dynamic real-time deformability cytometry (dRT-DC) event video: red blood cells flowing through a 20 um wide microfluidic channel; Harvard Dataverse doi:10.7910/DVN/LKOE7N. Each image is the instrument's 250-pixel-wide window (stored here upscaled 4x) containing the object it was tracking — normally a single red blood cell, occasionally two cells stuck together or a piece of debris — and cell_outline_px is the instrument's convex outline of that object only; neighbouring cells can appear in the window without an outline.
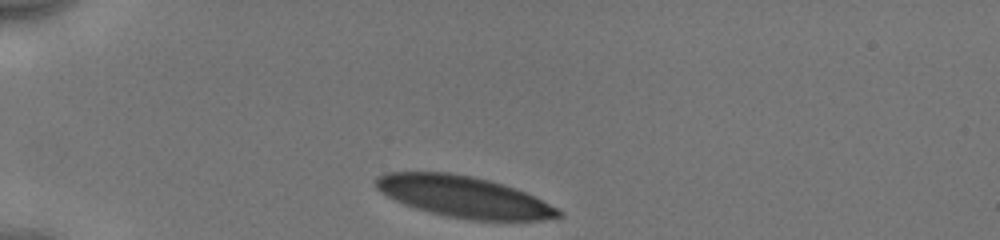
{"species": "human", "species_latin": "Homo sapiens", "temperature_condition": "cold", "stored_images_in_passage": 35, "camera_frame_rate_fps": 3000, "um_per_image_px": 0.085, "donor": {"sex": "male"}, "frame": {"image": 1, "passage_image": 1, "time_ms": 0.0, "image_size_px": [1000, 240], "cell_outline_px": [[564, 212], [560, 216], [540, 220], [472, 220], [448, 216], [416, 208], [404, 204], [380, 192], [376, 188], [376, 176], [384, 172], [448, 172], [472, 176], [488, 180], [516, 188]], "centroid_in_image_um": [39.37, 16.71], "position_along_channel_um": 45.6, "area_um2": 43.35}}
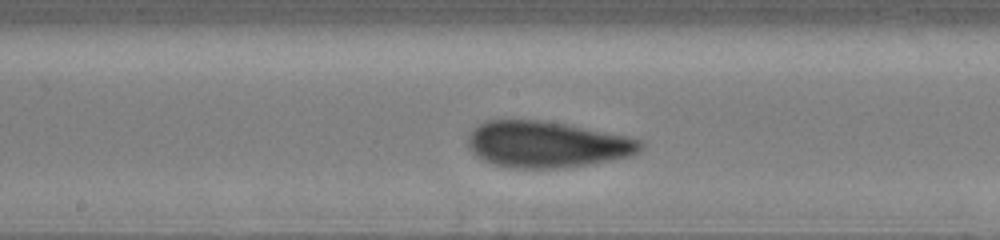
{"frame": {"image": 2, "passage_image": 16, "time_ms": 5.0, "image_size_px": [1000, 240], "cell_outline_px": [[644, 144], [632, 156], [612, 160], [588, 164], [556, 168], [512, 168], [492, 164], [476, 156], [468, 148], [468, 136], [472, 128], [484, 120], [536, 120], [564, 124], [624, 136], [640, 140]], "centroid_in_image_um": [46.4, 12.28], "position_along_channel_um": 201.8, "area_um2": 46.24}}
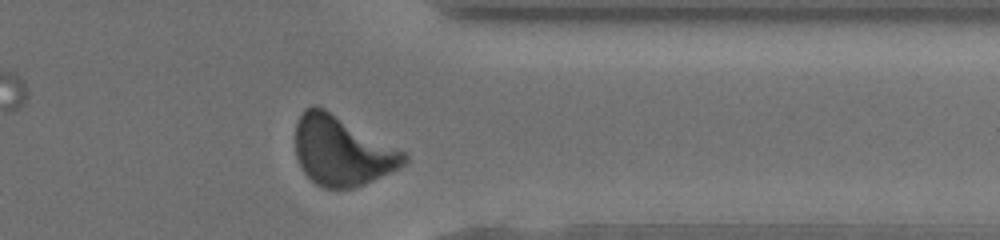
{"frame": {"image": 3, "passage_image": 30, "time_ms": 9.667, "image_size_px": [1000, 240], "cell_outline_px": [[408, 160], [400, 168], [364, 184], [352, 188], [324, 188], [316, 184], [300, 168], [296, 156], [296, 120], [304, 108], [312, 104], [316, 104], [324, 108], [408, 152]], "centroid_in_image_um": [29.08, 12.8], "position_along_channel_um": 382.3, "area_um2": 44.45}, "authors_computed_cell_mechanics": {"area_um2": 45.6042, "velocity_mm_per_s": 3.9188, "shape_relaxation_time_tau1_ms": 4.2838, "shape_relaxation_time_tau2_ms": 0.9329, "deformation_change_tau1": 0.1567, "deformation_change_tau2": 0.048}}